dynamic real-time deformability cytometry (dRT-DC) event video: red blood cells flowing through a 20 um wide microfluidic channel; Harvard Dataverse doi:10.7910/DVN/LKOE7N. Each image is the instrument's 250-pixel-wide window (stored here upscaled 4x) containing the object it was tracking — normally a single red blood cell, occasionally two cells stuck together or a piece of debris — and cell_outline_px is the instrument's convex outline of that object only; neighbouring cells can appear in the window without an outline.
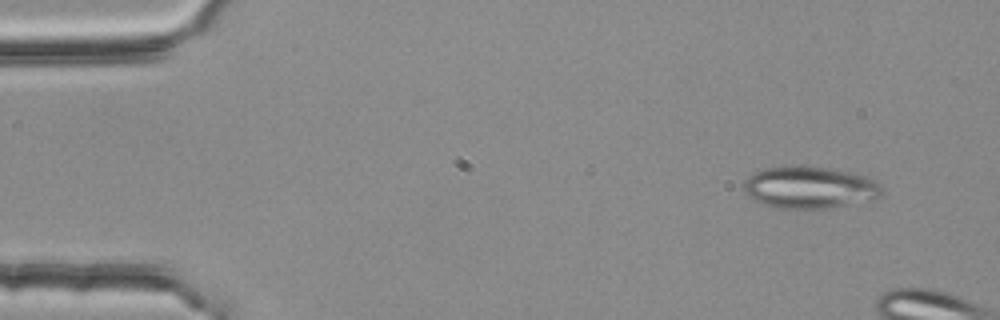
{"species": "common noctule bat (a hibernating species)", "species_latin": "Nyctalus noctula", "temperature_condition": "room temperature", "stored_images_in_passage": 3, "camera_frame_rate_fps": 3000, "um_per_image_px": 0.085, "animal": {"sex": "female", "body_mass_g": 25.1}, "frame": {"image": 1, "passage_image": 1, "time_ms": 0.0, "image_size_px": [1000, 320], "cell_outline_px": [[884, 188], [880, 196], [872, 200], [828, 208], [780, 208], [764, 204], [748, 196], [744, 192], [744, 180], [748, 176], [764, 168], [784, 164], [824, 168], [856, 172], [868, 176], [876, 180]], "centroid_in_image_um": [68.85, 15.91], "position_along_channel_um": 16.2, "area_um2": 34.22}}